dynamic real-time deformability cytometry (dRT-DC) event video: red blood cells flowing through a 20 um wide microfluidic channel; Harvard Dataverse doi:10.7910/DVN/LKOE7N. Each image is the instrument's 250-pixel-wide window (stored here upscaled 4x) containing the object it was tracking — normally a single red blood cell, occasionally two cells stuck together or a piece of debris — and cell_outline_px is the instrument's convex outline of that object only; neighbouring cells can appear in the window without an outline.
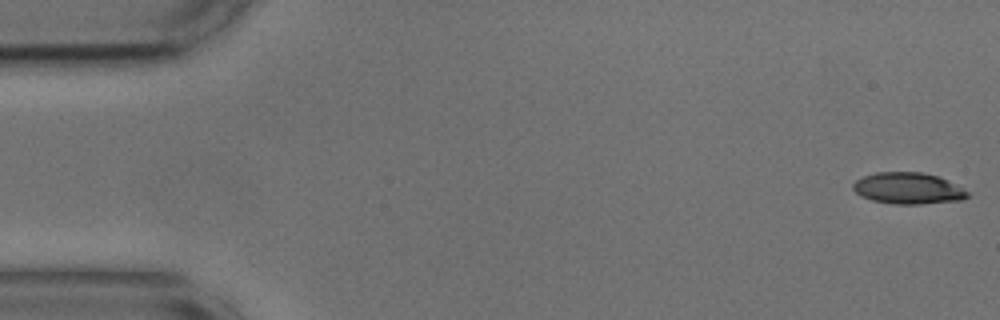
{"species": "common noctule bat (a hibernating species)", "species_latin": "Nyctalus noctula", "temperature_condition": "cold", "stored_images_in_passage": 54, "camera_frame_rate_fps": 3000, "um_per_image_px": 0.085, "animal": {"sex": "male", "body_mass_g": 17.9, "forearm_length_mm": 54.2}, "frame": {"image": 1, "passage_image": 1, "time_ms": 0.0, "image_size_px": [1000, 320], "cell_outline_px": [[968, 196], [964, 200], [920, 204], [896, 204], [872, 200], [860, 196], [852, 188], [852, 184], [856, 180], [864, 176], [876, 172], [920, 172], [936, 176], [968, 192]], "centroid_in_image_um": [77.13, 16.02], "position_along_channel_um": 7.9, "area_um2": 20.63}}
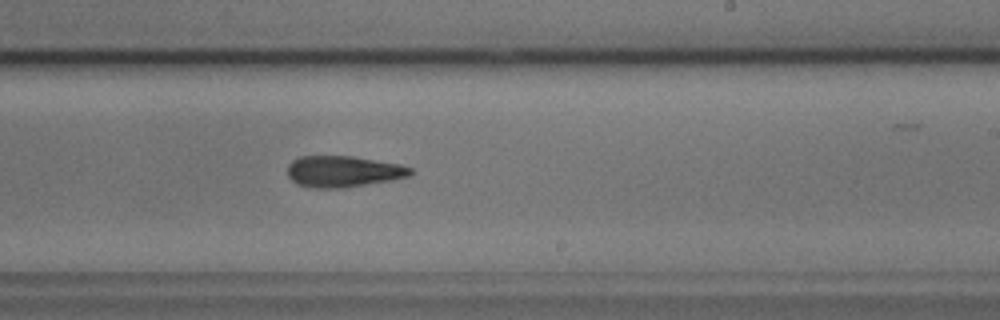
{"frame": {"image": 2, "passage_image": 32, "time_ms": 10.333, "image_size_px": [1000, 320], "cell_outline_px": [[412, 172], [408, 176], [392, 180], [344, 188], [316, 188], [296, 184], [288, 176], [288, 164], [292, 160], [300, 156], [352, 156], [400, 164], [412, 168]], "centroid_in_image_um": [29.15, 14.57], "position_along_channel_um": 259.8, "area_um2": 22.43}}
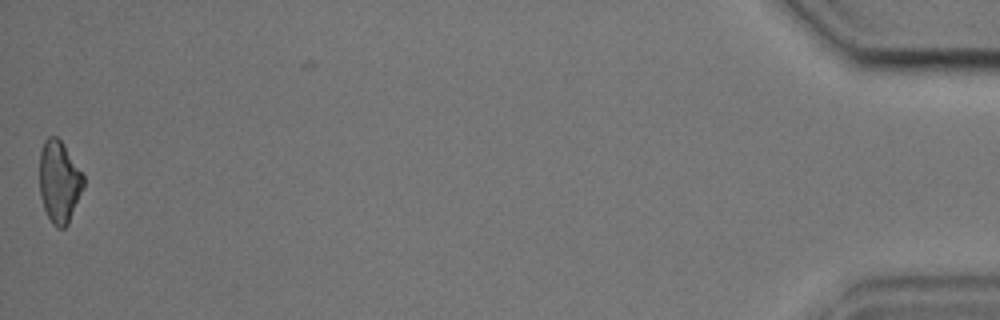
{"frame": {"image": 3, "passage_image": 54, "time_ms": 17.667, "image_size_px": [1000, 320], "cell_outline_px": [[84, 188], [68, 224], [64, 228], [56, 228], [52, 224], [44, 208], [40, 196], [40, 152], [44, 140], [48, 136], [56, 136], [64, 144], [84, 176]], "centroid_in_image_um": [5.04, 15.46], "position_along_channel_um": 430.2, "area_um2": 21.1}, "authors_computed_cell_mechanics": {"area_um2": 22.253, "velocity_mm_per_s": 3.6532, "shape_relaxation_time_tau1_ms": null, "shape_relaxation_time_tau2_ms": 10.133, "deformation_change_tau1": null, "deformation_change_tau2": 0.2252}}